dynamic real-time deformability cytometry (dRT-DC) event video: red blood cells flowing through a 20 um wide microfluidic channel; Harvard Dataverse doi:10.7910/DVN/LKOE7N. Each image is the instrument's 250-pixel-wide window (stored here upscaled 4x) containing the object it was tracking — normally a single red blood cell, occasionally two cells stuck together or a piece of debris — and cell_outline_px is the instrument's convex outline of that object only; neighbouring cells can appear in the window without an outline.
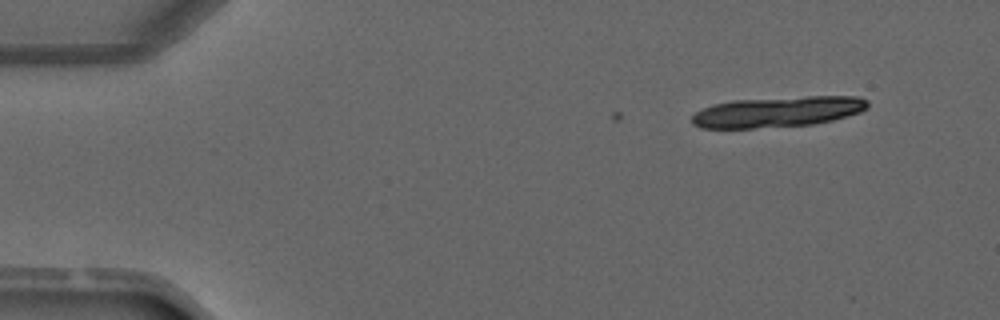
{"species": "common noctule bat (a hibernating species)", "species_latin": "Nyctalus noctula", "temperature_condition": "warm", "stored_images_in_passage": 4, "camera_frame_rate_fps": 3000, "um_per_image_px": 0.085, "animal": {"sex": "male", "forearm_length_mm": 52.5}, "frame": {"image": 1, "passage_image": 1, "time_ms": 0.0, "image_size_px": [1000, 320], "cell_outline_px": [[868, 108], [860, 112], [832, 120], [812, 124], [752, 128], [700, 128], [692, 124], [692, 116], [696, 112], [712, 104], [732, 100], [808, 96], [860, 96], [868, 100]], "centroid_in_image_um": [66.11, 9.49], "position_along_channel_um": 18.9, "area_um2": 31.39}}
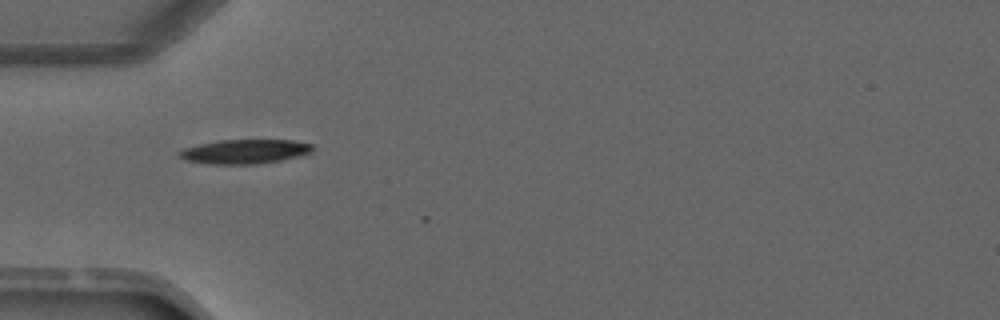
{"frame": {"image": 2, "passage_image": 3, "time_ms": 3.333, "image_size_px": [1000, 320], "cell_outline_px": [[312, 152], [300, 156], [284, 160], [256, 164], [208, 164], [184, 160], [176, 152], [184, 148], [200, 144], [220, 140], [292, 140], [312, 144]], "centroid_in_image_um": [20.8, 12.89], "position_along_channel_um": 64.2, "area_um2": 18.96}}